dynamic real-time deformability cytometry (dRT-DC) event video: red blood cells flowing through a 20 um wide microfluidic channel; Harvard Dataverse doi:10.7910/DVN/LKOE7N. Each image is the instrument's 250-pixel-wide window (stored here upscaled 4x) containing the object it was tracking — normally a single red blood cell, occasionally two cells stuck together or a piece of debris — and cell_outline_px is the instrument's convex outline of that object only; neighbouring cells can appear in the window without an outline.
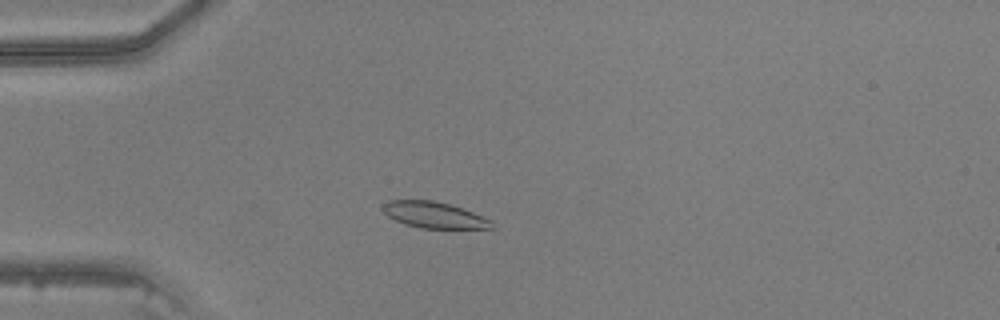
{"species": "common noctule bat (a hibernating species)", "species_latin": "Nyctalus noctula", "temperature_condition": "warm", "stored_images_in_passage": 46, "camera_frame_rate_fps": 3000, "um_per_image_px": 0.085, "animal": {"sex": "male", "body_mass_g": 20.5, "forearm_length_mm": 52.5}, "frame": {"image": 1, "passage_image": 12, "time_ms": 3.667, "image_size_px": [1000, 320], "cell_outline_px": [[496, 228], [420, 228], [404, 224], [388, 216], [380, 208], [388, 200], [432, 200], [452, 204], [492, 220]], "centroid_in_image_um": [36.9, 18.27], "position_along_channel_um": 48.1, "area_um2": 16.7}}
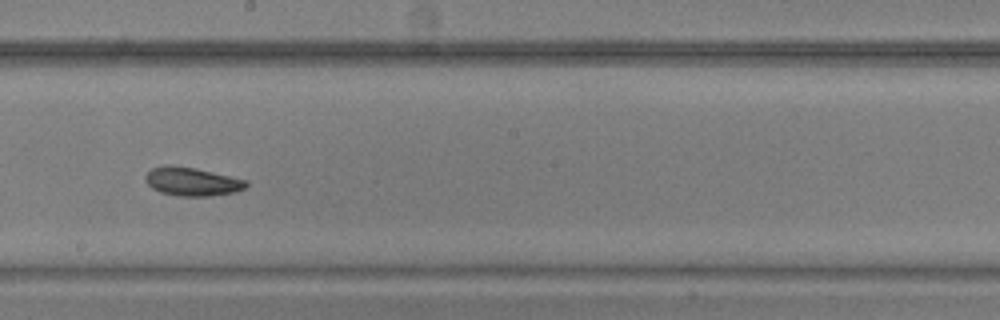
{"frame": {"image": 2, "passage_image": 26, "time_ms": 8.333, "image_size_px": [1000, 320], "cell_outline_px": [[248, 184], [244, 188], [236, 192], [208, 196], [180, 196], [160, 192], [152, 188], [148, 184], [144, 176], [152, 168], [168, 164], [196, 168], [248, 180]], "centroid_in_image_um": [16.33, 15.43], "position_along_channel_um": 231.9, "area_um2": 16.76}}
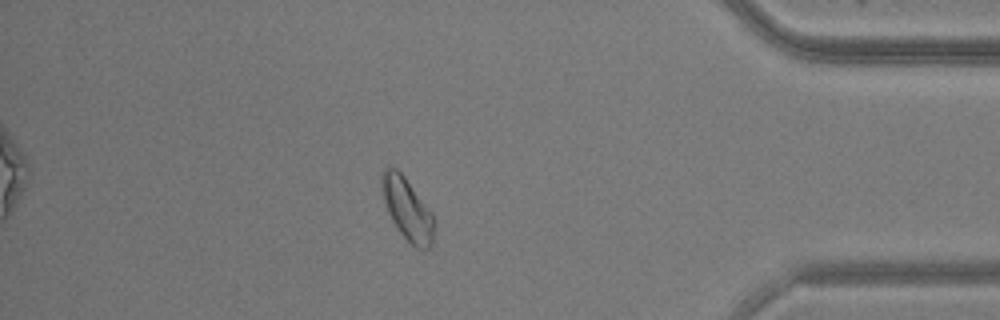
{"frame": {"image": 3, "passage_image": 40, "time_ms": 13.0, "image_size_px": [1000, 320], "cell_outline_px": [[432, 244], [428, 248], [416, 248], [396, 228], [388, 212], [380, 188], [380, 176], [384, 168], [396, 168], [404, 176], [432, 212]], "centroid_in_image_um": [34.57, 17.72], "position_along_channel_um": 400.6, "area_um2": 18.55}}